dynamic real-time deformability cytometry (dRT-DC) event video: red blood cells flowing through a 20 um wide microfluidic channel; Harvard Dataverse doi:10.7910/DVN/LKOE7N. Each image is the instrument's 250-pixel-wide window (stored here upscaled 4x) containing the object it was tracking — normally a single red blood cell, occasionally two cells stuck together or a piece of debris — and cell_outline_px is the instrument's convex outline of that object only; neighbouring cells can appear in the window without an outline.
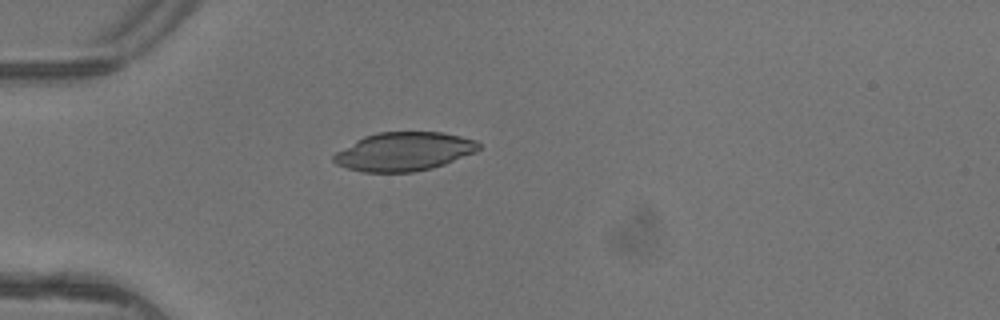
{"species": "common noctule bat (a hibernating species)", "species_latin": "Nyctalus noctula", "temperature_condition": "warm", "stored_images_in_passage": 3, "camera_frame_rate_fps": 3000, "um_per_image_px": 0.085, "animal": {"sex": "female"}, "frame": {"image": 1, "passage_image": 2, "time_ms": 0.333, "image_size_px": [1000, 320], "cell_outline_px": [[480, 148], [476, 152], [444, 164], [432, 168], [412, 172], [364, 172], [348, 168], [336, 164], [332, 160], [332, 156], [336, 152], [356, 140], [364, 136], [380, 132], [440, 132], [460, 136], [476, 140], [480, 144]], "centroid_in_image_um": [34.33, 12.88], "position_along_channel_um": 50.7, "area_um2": 32.54}}